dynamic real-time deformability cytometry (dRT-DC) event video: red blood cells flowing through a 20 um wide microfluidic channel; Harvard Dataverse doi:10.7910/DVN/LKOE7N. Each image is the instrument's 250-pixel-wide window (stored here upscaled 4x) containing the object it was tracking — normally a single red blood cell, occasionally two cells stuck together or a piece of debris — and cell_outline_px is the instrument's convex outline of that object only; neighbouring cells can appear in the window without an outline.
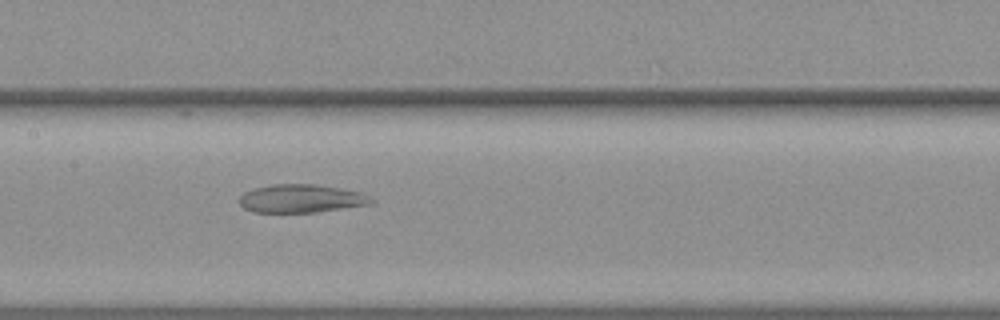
{"species": "common noctule bat (a hibernating species)", "species_latin": "Nyctalus noctula", "temperature_condition": "warm", "stored_images_in_passage": 32, "camera_frame_rate_fps": 3000, "um_per_image_px": 0.085, "animal": {"sex": "female", "body_mass_g": 19.3, "forearm_length_mm": 54.1}, "frame": {"image": 1, "passage_image": 11, "time_ms": 3.333, "image_size_px": [1000, 320], "cell_outline_px": [[376, 200], [372, 204], [316, 212], [256, 212], [244, 208], [240, 204], [240, 196], [244, 192], [252, 188], [272, 184], [316, 184], [360, 192]], "centroid_in_image_um": [25.6, 16.87], "position_along_channel_um": 181.8, "area_um2": 21.68}}
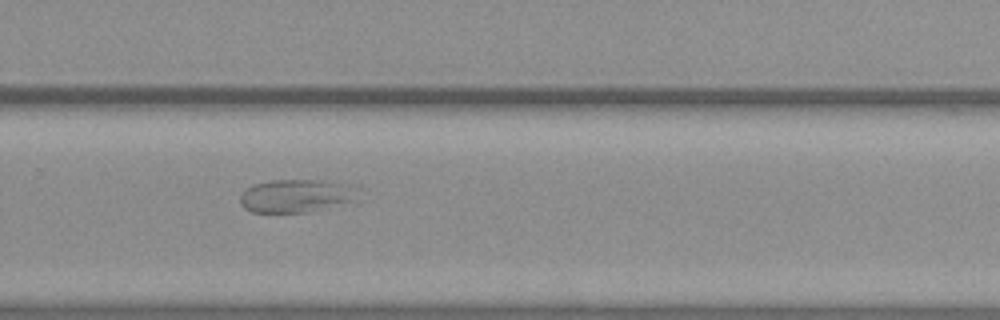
{"frame": {"image": 2, "passage_image": 21, "time_ms": 6.667, "image_size_px": [1000, 320], "cell_outline_px": [[360, 188], [356, 200], [308, 212], [252, 212], [244, 208], [240, 204], [240, 192], [244, 188], [252, 184], [272, 180], [332, 180]], "centroid_in_image_um": [25.16, 16.62], "position_along_channel_um": 304.6, "area_um2": 23.12}}
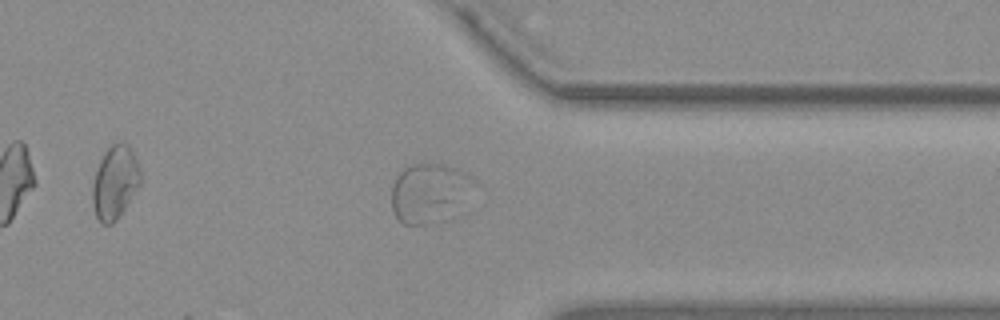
{"frame": {"image": 3, "passage_image": 27, "time_ms": 8.667, "image_size_px": [1000, 320], "cell_outline_px": [[476, 180], [460, 212], [456, 216], [440, 224], [404, 224], [396, 216], [392, 208], [392, 188], [396, 176], [404, 168], [412, 164], [444, 164], [460, 168], [472, 176]], "centroid_in_image_um": [36.57, 16.43], "position_along_channel_um": 374.8, "area_um2": 29.42}, "authors_computed_cell_mechanics": {"area_um2": 22.4842, "velocity_mm_per_s": 3.6941, "shape_relaxation_time_tau1_ms": null, "shape_relaxation_time_tau2_ms": 1.062, "deformation_change_tau1": null, "deformation_change_tau2": 0.0501}}